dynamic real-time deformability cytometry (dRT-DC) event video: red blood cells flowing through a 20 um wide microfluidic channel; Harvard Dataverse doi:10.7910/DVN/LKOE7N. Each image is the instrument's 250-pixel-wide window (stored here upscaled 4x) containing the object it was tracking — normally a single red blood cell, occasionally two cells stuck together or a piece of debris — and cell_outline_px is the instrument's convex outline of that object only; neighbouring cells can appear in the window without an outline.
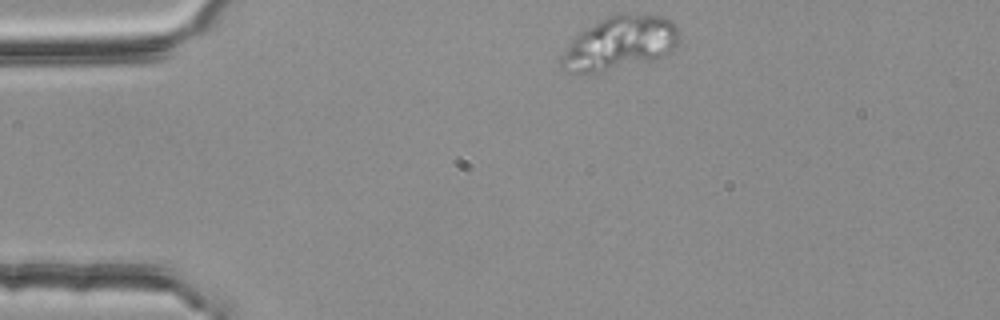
{"species": "common noctule bat (a hibernating species)", "species_latin": "Nyctalus noctula", "temperature_condition": "room temperature", "stored_images_in_passage": 2, "camera_frame_rate_fps": 3000, "um_per_image_px": 0.085, "animal": {"sex": "female", "body_mass_g": 25.1}, "frame": {"image": 1, "passage_image": 1, "time_ms": 0.0, "image_size_px": [1000, 320], "cell_outline_px": [[680, 40], [676, 48], [652, 60], [592, 72], [568, 72], [560, 68], [560, 60], [568, 44], [584, 28], [616, 12], [628, 12], [664, 16], [676, 24], [680, 36]], "centroid_in_image_um": [52.71, 3.6], "position_along_channel_um": 32.3, "area_um2": 36.7}}